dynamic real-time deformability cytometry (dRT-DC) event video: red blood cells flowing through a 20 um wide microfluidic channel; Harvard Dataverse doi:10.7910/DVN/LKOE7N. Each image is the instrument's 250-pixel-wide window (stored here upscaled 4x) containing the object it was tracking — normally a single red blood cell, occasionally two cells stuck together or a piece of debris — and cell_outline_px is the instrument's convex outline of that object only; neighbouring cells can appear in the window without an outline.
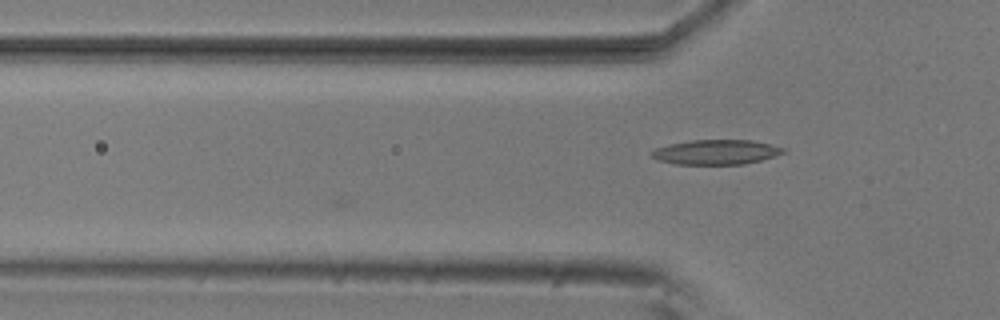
{"species": "common noctule bat (a hibernating species)", "species_latin": "Nyctalus noctula", "temperature_condition": "room temperature", "stored_images_in_passage": 2, "camera_frame_rate_fps": 3000, "um_per_image_px": 0.085, "animal": {"sex": "male", "body_mass_g": 20.5, "forearm_length_mm": 52.5}, "frame": {"image": 1, "passage_image": 2, "time_ms": 0.333, "image_size_px": [1000, 320], "cell_outline_px": [[788, 152], [760, 160], [744, 164], [676, 164], [656, 160], [652, 156], [652, 152], [656, 148], [668, 144], [692, 140], [752, 140], [784, 148]], "centroid_in_image_um": [60.86, 12.93], "position_along_channel_um": 64.9, "area_um2": 18.9}}